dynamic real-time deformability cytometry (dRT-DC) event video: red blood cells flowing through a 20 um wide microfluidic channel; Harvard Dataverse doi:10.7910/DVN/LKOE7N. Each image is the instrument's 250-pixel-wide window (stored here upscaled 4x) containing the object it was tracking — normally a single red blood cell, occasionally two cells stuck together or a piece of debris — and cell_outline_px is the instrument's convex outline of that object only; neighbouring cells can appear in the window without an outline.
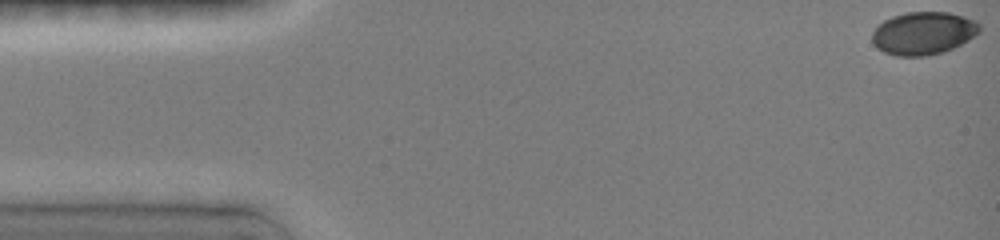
{"species": "common noctule bat (a hibernating species)", "species_latin": "Nyctalus noctula", "temperature_condition": "room temperature", "stored_images_in_passage": 9, "camera_frame_rate_fps": 3000, "um_per_image_px": 0.085, "animal": {"sex": "female", "body_mass_g": 19.0, "forearm_length_mm": 51.5}, "frame": {"image": 1, "passage_image": 1, "time_ms": 0.0, "image_size_px": [1000, 240], "cell_outline_px": [[980, 32], [968, 40], [952, 48], [940, 52], [924, 56], [896, 56], [884, 52], [876, 48], [872, 44], [872, 32], [884, 20], [892, 16], [908, 12], [948, 12], [976, 20], [980, 24]], "centroid_in_image_um": [78.47, 2.82], "position_along_channel_um": 6.5, "area_um2": 26.76}}
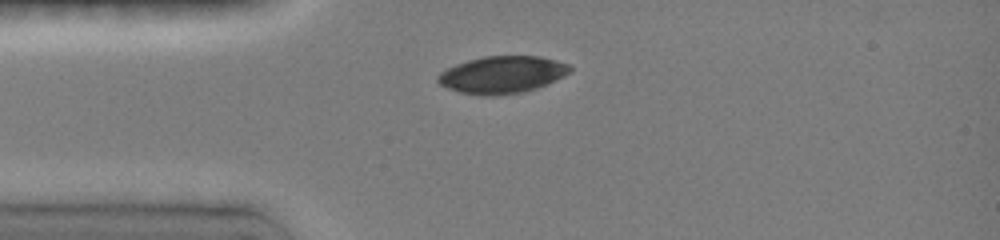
{"frame": {"image": 2, "passage_image": 5, "time_ms": 3.667, "image_size_px": [1000, 240], "cell_outline_px": [[572, 68], [568, 72], [536, 88], [520, 92], [496, 96], [484, 96], [460, 92], [448, 88], [440, 84], [436, 80], [436, 76], [440, 72], [456, 64], [468, 60], [484, 56], [540, 56], [556, 60], [568, 64]], "centroid_in_image_um": [42.62, 6.34], "position_along_channel_um": 42.4, "area_um2": 28.26}}
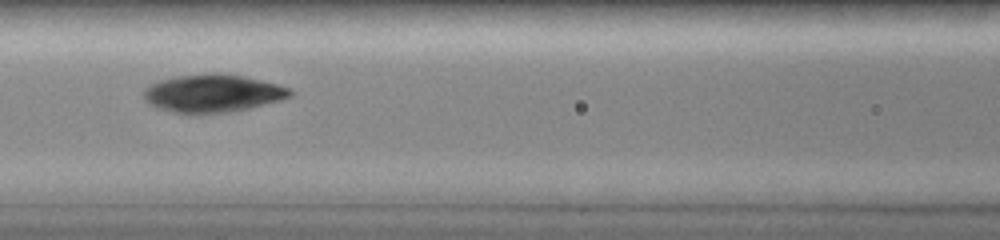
{"frame": {"image": 3, "passage_image": 8, "time_ms": 6.667, "image_size_px": [1000, 240], "cell_outline_px": [[292, 96], [280, 100], [248, 108], [228, 112], [176, 112], [160, 108], [148, 104], [144, 96], [144, 92], [152, 84], [176, 76], [212, 72], [220, 72], [244, 76], [276, 84], [288, 88], [292, 92]], "centroid_in_image_um": [18.11, 7.9], "position_along_channel_um": 148.5, "area_um2": 31.56}}